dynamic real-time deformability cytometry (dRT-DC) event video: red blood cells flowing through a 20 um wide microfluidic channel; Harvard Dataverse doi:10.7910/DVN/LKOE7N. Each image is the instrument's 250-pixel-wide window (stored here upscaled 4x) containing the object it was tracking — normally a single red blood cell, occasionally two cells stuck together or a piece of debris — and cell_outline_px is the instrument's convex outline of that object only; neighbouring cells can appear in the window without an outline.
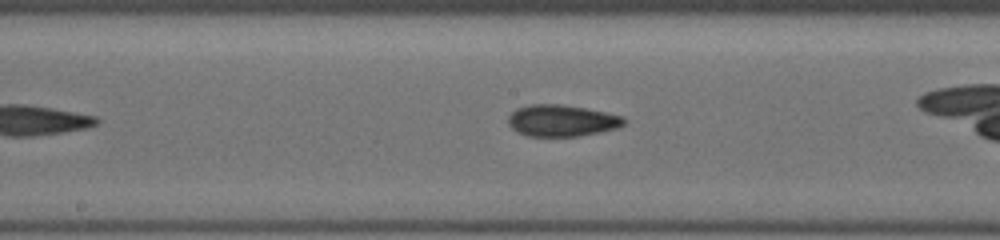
{"species": "common noctule bat (a hibernating species)", "species_latin": "Nyctalus noctula", "temperature_condition": "cold", "stored_images_in_passage": 27, "camera_frame_rate_fps": 3000, "um_per_image_px": 0.085, "animal": {"sex": "female", "body_mass_g": 19.5, "forearm_length_mm": 54.1}, "frame": {"image": 1, "passage_image": 12, "time_ms": 3.667, "image_size_px": [1000, 240], "cell_outline_px": [[628, 120], [624, 124], [616, 128], [600, 132], [580, 136], [528, 136], [516, 132], [508, 124], [508, 116], [516, 108], [532, 104], [560, 104], [584, 108], [624, 116]], "centroid_in_image_um": [47.74, 10.25], "position_along_channel_um": 200.5, "area_um2": 21.39}}